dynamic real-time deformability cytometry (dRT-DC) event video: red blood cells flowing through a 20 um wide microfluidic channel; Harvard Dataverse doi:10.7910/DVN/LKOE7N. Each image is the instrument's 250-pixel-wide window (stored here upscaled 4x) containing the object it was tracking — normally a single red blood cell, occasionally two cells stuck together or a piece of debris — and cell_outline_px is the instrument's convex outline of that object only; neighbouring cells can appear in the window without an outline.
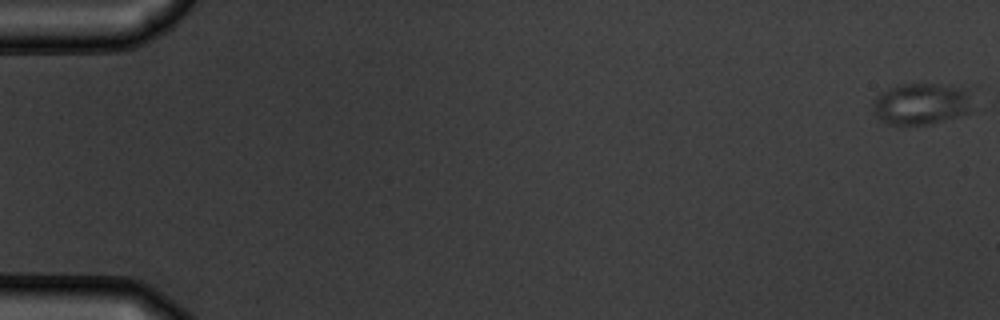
{"species": "common noctule bat (a hibernating species)", "species_latin": "Nyctalus noctula", "temperature_condition": "warm", "stored_images_in_passage": 2, "camera_frame_rate_fps": 3000, "um_per_image_px": 0.085, "animal": {"sex": "male", "body_mass_g": 19.5, "forearm_length_mm": 54.6}, "frame": {"image": 1, "passage_image": 1, "time_ms": 0.0, "image_size_px": [1000, 320], "cell_outline_px": [[976, 108], [968, 112], [956, 116], [924, 124], [888, 124], [880, 120], [876, 116], [872, 108], [872, 100], [876, 96], [888, 88], [896, 84], [936, 84], [968, 88]], "centroid_in_image_um": [78.32, 8.8], "position_along_channel_um": 6.7, "area_um2": 24.33}}